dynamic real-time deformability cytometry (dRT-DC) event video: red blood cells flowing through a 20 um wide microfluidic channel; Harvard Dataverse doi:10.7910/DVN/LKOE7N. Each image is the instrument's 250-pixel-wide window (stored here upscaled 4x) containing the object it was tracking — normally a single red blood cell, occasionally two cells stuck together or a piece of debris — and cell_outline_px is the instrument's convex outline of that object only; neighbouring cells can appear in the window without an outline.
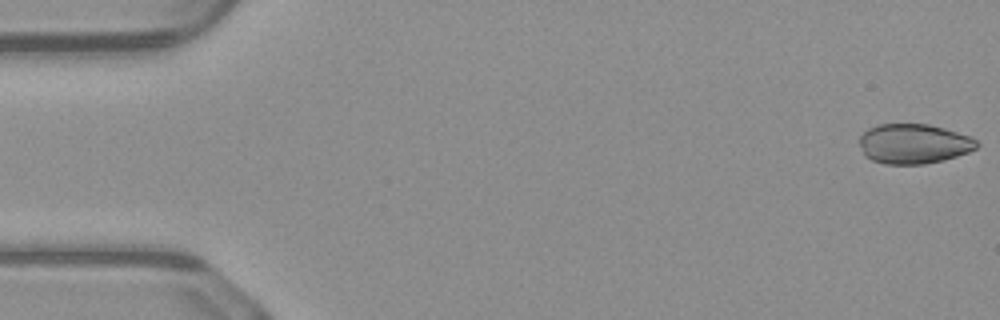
{"species": "common noctule bat (a hibernating species)", "species_latin": "Nyctalus noctula", "temperature_condition": "warm", "stored_images_in_passage": 50, "camera_frame_rate_fps": 3000, "um_per_image_px": 0.085, "animal": {"sex": "male", "body_mass_g": 23.1, "forearm_length_mm": 52.7}, "frame": {"image": 1, "passage_image": 1, "time_ms": 0.0, "image_size_px": [1000, 320], "cell_outline_px": [[980, 144], [976, 148], [968, 152], [944, 160], [924, 164], [884, 164], [872, 160], [864, 156], [860, 144], [860, 136], [868, 128], [876, 124], [928, 124], [944, 128], [972, 136]], "centroid_in_image_um": [77.67, 12.22], "position_along_channel_um": 7.3, "area_um2": 27.4}}
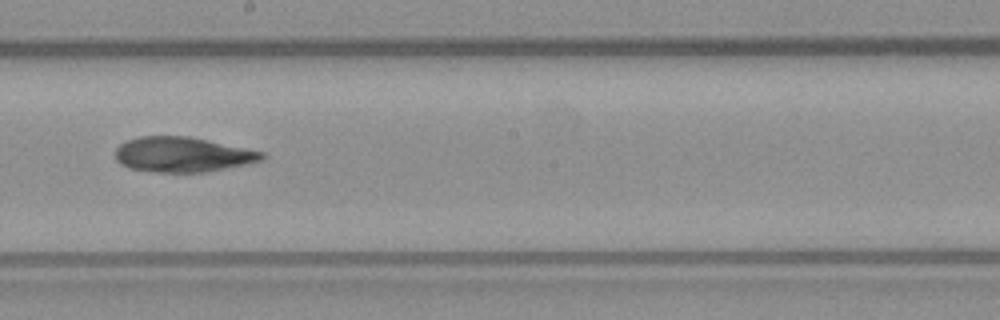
{"frame": {"image": 2, "passage_image": 28, "time_ms": 9.0, "image_size_px": [1000, 320], "cell_outline_px": [[268, 156], [264, 160], [204, 172], [160, 172], [128, 168], [120, 164], [116, 160], [116, 148], [120, 144], [128, 140], [140, 136], [188, 136], [208, 140], [264, 152]], "centroid_in_image_um": [15.52, 13.13], "position_along_channel_um": 232.7, "area_um2": 29.77}}
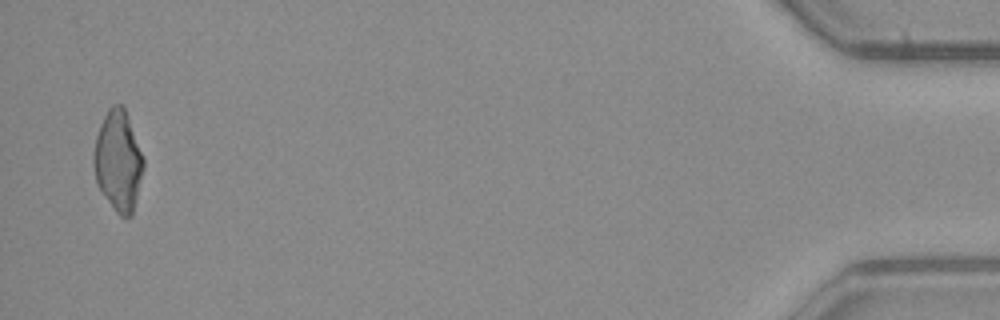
{"frame": {"image": 3, "passage_image": 49, "time_ms": 16.0, "image_size_px": [1000, 320], "cell_outline_px": [[144, 168], [132, 216], [124, 220], [116, 212], [100, 188], [96, 180], [92, 164], [92, 156], [96, 136], [100, 124], [108, 108], [112, 104], [120, 104], [124, 108], [144, 156]], "centroid_in_image_um": [10.05, 13.68], "position_along_channel_um": 425.2, "area_um2": 29.25}, "authors_computed_cell_mechanics": {"area_um2": 29.8537, "velocity_mm_per_s": 4.1187, "shape_relaxation_time_tau1_ms": null, "shape_relaxation_time_tau2_ms": 5.2469, "deformation_change_tau1": null, "deformation_change_tau2": 0.1056}}